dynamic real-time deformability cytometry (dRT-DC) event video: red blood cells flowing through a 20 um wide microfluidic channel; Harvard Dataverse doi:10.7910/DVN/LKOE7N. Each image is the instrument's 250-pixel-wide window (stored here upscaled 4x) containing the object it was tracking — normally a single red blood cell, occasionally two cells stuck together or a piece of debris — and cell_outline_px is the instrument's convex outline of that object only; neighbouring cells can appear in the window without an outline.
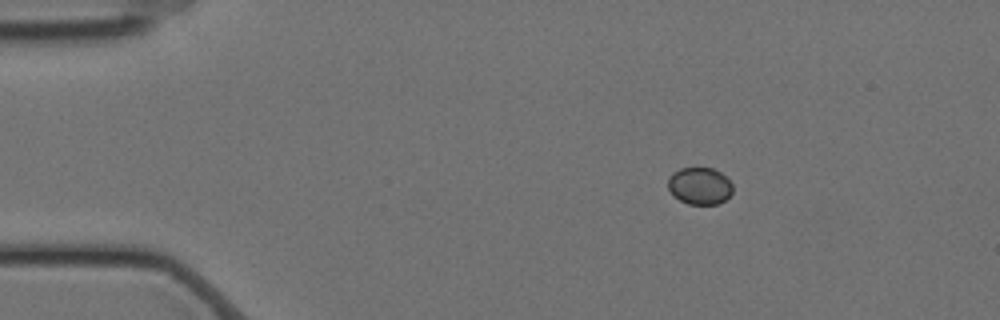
{"species": "Egyptian fruit bat (a non-hibernating species)", "species_latin": "Rousettus aegyptiacus", "temperature_condition": "cold", "stored_images_in_passage": 51, "segment_of_instrument_passage": [1, 2], "camera_frame_rate_fps": 3000, "um_per_image_px": 0.085, "animal": {"sex": "female"}, "frame": {"image": 1, "passage_image": 1, "time_ms": 0.0, "image_size_px": [1000, 320], "cell_outline_px": [[732, 192], [724, 200], [716, 204], [688, 204], [680, 200], [668, 188], [668, 176], [672, 172], [680, 168], [712, 168], [720, 172], [732, 184]], "centroid_in_image_um": [59.45, 15.79], "position_along_channel_um": 25.5, "area_um2": 13.81}}
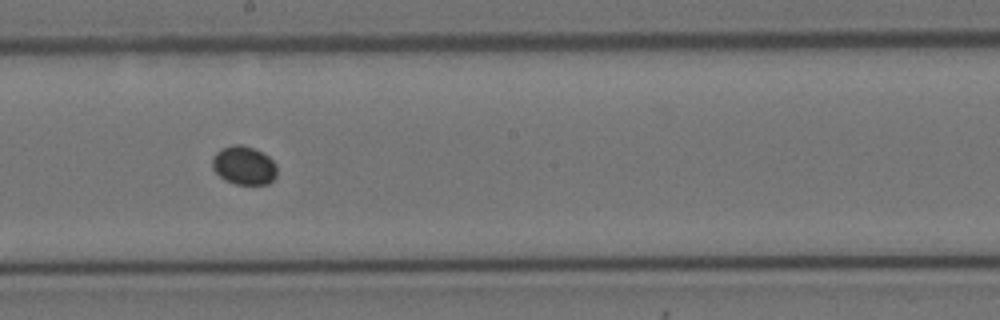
{"frame": {"image": 2, "passage_image": 24, "time_ms": 7.667, "image_size_px": [1000, 320], "cell_outline_px": [[276, 176], [268, 184], [236, 184], [224, 180], [212, 168], [212, 160], [216, 152], [224, 148], [236, 144], [240, 144], [252, 148], [268, 156], [276, 164]], "centroid_in_image_um": [20.73, 14.08], "position_along_channel_um": 227.5, "area_um2": 14.33}}
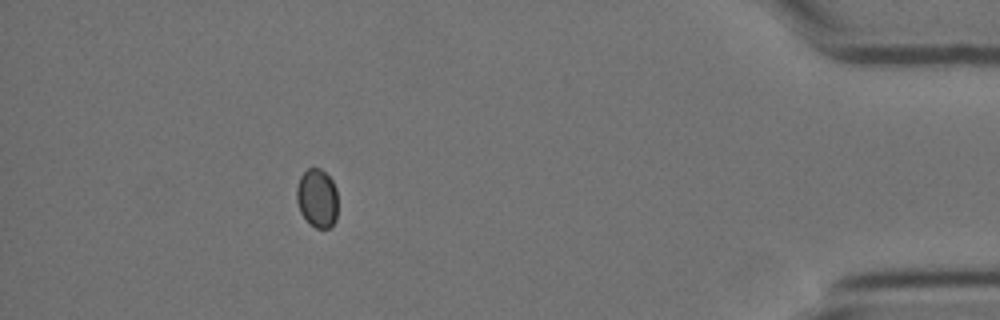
{"frame": {"image": 3, "passage_image": 44, "time_ms": 14.333, "image_size_px": [1000, 320], "cell_outline_px": [[336, 220], [328, 228], [316, 228], [300, 212], [296, 200], [296, 188], [300, 176], [308, 168], [320, 168], [332, 180], [336, 188]], "centroid_in_image_um": [26.94, 16.82], "position_along_channel_um": 408.3, "area_um2": 13.93}}